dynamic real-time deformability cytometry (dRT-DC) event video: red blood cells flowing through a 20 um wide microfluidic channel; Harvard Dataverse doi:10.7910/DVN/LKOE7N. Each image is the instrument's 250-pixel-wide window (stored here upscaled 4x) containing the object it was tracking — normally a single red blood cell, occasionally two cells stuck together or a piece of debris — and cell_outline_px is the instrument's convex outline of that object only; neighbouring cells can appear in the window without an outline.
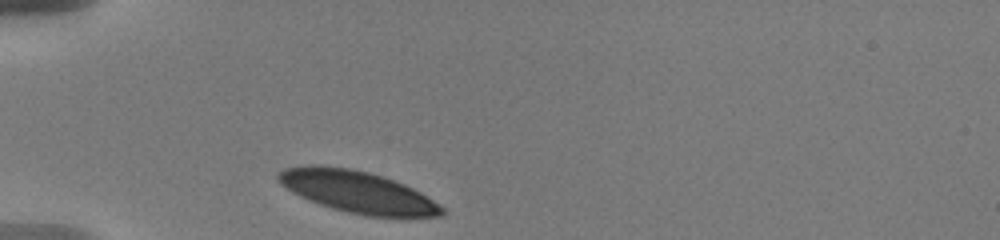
{"species": "human", "species_latin": "Homo sapiens", "temperature_condition": "warm", "stored_images_in_passage": 3, "camera_frame_rate_fps": 3000, "um_per_image_px": 0.085, "donor": {"sex": "male"}, "frame": {"image": 1, "passage_image": 1, "time_ms": 0.0, "image_size_px": [1000, 240], "cell_outline_px": [[448, 212], [444, 216], [368, 216], [348, 212], [332, 208], [308, 200], [292, 192], [280, 184], [276, 180], [276, 176], [284, 168], [308, 164], [320, 164], [352, 168], [368, 172], [404, 184], [420, 192], [440, 204]], "centroid_in_image_um": [30.36, 16.29], "position_along_channel_um": 54.6, "area_um2": 39.94}}
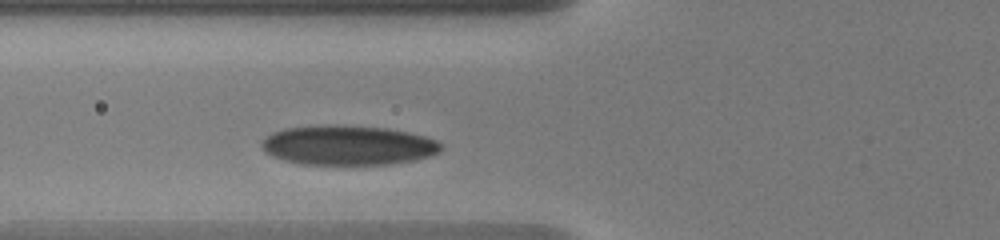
{"frame": {"image": 2, "passage_image": 3, "time_ms": 1.667, "image_size_px": [1000, 240], "cell_outline_px": [[444, 148], [440, 152], [416, 160], [388, 164], [300, 164], [284, 160], [272, 156], [264, 152], [260, 144], [272, 132], [284, 128], [320, 124], [336, 124], [388, 128], [408, 132], [424, 136], [436, 140]], "centroid_in_image_um": [29.56, 12.33], "position_along_channel_um": 96.2, "area_um2": 41.79}}